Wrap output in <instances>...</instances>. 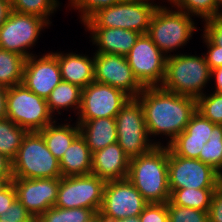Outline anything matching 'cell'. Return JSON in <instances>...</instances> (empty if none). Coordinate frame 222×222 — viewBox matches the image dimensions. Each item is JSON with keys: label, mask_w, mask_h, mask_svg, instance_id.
<instances>
[{"label": "cell", "mask_w": 222, "mask_h": 222, "mask_svg": "<svg viewBox=\"0 0 222 222\" xmlns=\"http://www.w3.org/2000/svg\"><path fill=\"white\" fill-rule=\"evenodd\" d=\"M140 102L148 135L169 136L167 145L182 133L197 111V100L163 89L144 87L136 97Z\"/></svg>", "instance_id": "1"}, {"label": "cell", "mask_w": 222, "mask_h": 222, "mask_svg": "<svg viewBox=\"0 0 222 222\" xmlns=\"http://www.w3.org/2000/svg\"><path fill=\"white\" fill-rule=\"evenodd\" d=\"M128 180L148 203L170 200L168 146L156 145L146 154L130 158Z\"/></svg>", "instance_id": "2"}, {"label": "cell", "mask_w": 222, "mask_h": 222, "mask_svg": "<svg viewBox=\"0 0 222 222\" xmlns=\"http://www.w3.org/2000/svg\"><path fill=\"white\" fill-rule=\"evenodd\" d=\"M211 79V70L205 56L169 55L166 60L165 78L161 87L167 91L196 100L204 95L202 89Z\"/></svg>", "instance_id": "3"}, {"label": "cell", "mask_w": 222, "mask_h": 222, "mask_svg": "<svg viewBox=\"0 0 222 222\" xmlns=\"http://www.w3.org/2000/svg\"><path fill=\"white\" fill-rule=\"evenodd\" d=\"M150 0H122L94 13L86 22V28H122L146 34L152 15L158 5Z\"/></svg>", "instance_id": "4"}, {"label": "cell", "mask_w": 222, "mask_h": 222, "mask_svg": "<svg viewBox=\"0 0 222 222\" xmlns=\"http://www.w3.org/2000/svg\"><path fill=\"white\" fill-rule=\"evenodd\" d=\"M14 178H61L59 160L39 132H27L12 160Z\"/></svg>", "instance_id": "5"}, {"label": "cell", "mask_w": 222, "mask_h": 222, "mask_svg": "<svg viewBox=\"0 0 222 222\" xmlns=\"http://www.w3.org/2000/svg\"><path fill=\"white\" fill-rule=\"evenodd\" d=\"M6 117L27 132H39L54 120L46 99L23 83L7 88Z\"/></svg>", "instance_id": "6"}, {"label": "cell", "mask_w": 222, "mask_h": 222, "mask_svg": "<svg viewBox=\"0 0 222 222\" xmlns=\"http://www.w3.org/2000/svg\"><path fill=\"white\" fill-rule=\"evenodd\" d=\"M192 20L184 11L178 9L173 11L159 5L152 15L146 34L168 57L169 51L186 45L194 30L197 31Z\"/></svg>", "instance_id": "7"}, {"label": "cell", "mask_w": 222, "mask_h": 222, "mask_svg": "<svg viewBox=\"0 0 222 222\" xmlns=\"http://www.w3.org/2000/svg\"><path fill=\"white\" fill-rule=\"evenodd\" d=\"M115 120L117 143L129 158L146 154L156 145H161L149 139L143 108L136 98H130L125 103Z\"/></svg>", "instance_id": "8"}, {"label": "cell", "mask_w": 222, "mask_h": 222, "mask_svg": "<svg viewBox=\"0 0 222 222\" xmlns=\"http://www.w3.org/2000/svg\"><path fill=\"white\" fill-rule=\"evenodd\" d=\"M105 184V180L93 174L61 177L54 206L66 209L87 208L99 213Z\"/></svg>", "instance_id": "9"}, {"label": "cell", "mask_w": 222, "mask_h": 222, "mask_svg": "<svg viewBox=\"0 0 222 222\" xmlns=\"http://www.w3.org/2000/svg\"><path fill=\"white\" fill-rule=\"evenodd\" d=\"M168 179L171 193L184 188H217L222 183V176L212 166L199 159L176 156L169 148Z\"/></svg>", "instance_id": "10"}, {"label": "cell", "mask_w": 222, "mask_h": 222, "mask_svg": "<svg viewBox=\"0 0 222 222\" xmlns=\"http://www.w3.org/2000/svg\"><path fill=\"white\" fill-rule=\"evenodd\" d=\"M126 58L134 76L143 87L162 85L167 56L147 34H140Z\"/></svg>", "instance_id": "11"}, {"label": "cell", "mask_w": 222, "mask_h": 222, "mask_svg": "<svg viewBox=\"0 0 222 222\" xmlns=\"http://www.w3.org/2000/svg\"><path fill=\"white\" fill-rule=\"evenodd\" d=\"M47 25L50 23L41 17L11 11L0 27V48L29 58L33 54L28 48L33 47Z\"/></svg>", "instance_id": "12"}, {"label": "cell", "mask_w": 222, "mask_h": 222, "mask_svg": "<svg viewBox=\"0 0 222 222\" xmlns=\"http://www.w3.org/2000/svg\"><path fill=\"white\" fill-rule=\"evenodd\" d=\"M148 202L126 179L106 181L99 213L108 221L139 216Z\"/></svg>", "instance_id": "13"}, {"label": "cell", "mask_w": 222, "mask_h": 222, "mask_svg": "<svg viewBox=\"0 0 222 222\" xmlns=\"http://www.w3.org/2000/svg\"><path fill=\"white\" fill-rule=\"evenodd\" d=\"M130 97L108 84L91 82L81 92V106L77 120L101 117L115 118Z\"/></svg>", "instance_id": "14"}, {"label": "cell", "mask_w": 222, "mask_h": 222, "mask_svg": "<svg viewBox=\"0 0 222 222\" xmlns=\"http://www.w3.org/2000/svg\"><path fill=\"white\" fill-rule=\"evenodd\" d=\"M94 80L115 87L130 98H136L143 86L134 76L126 56L94 53Z\"/></svg>", "instance_id": "15"}, {"label": "cell", "mask_w": 222, "mask_h": 222, "mask_svg": "<svg viewBox=\"0 0 222 222\" xmlns=\"http://www.w3.org/2000/svg\"><path fill=\"white\" fill-rule=\"evenodd\" d=\"M18 201L37 219L57 200L60 178H13Z\"/></svg>", "instance_id": "16"}, {"label": "cell", "mask_w": 222, "mask_h": 222, "mask_svg": "<svg viewBox=\"0 0 222 222\" xmlns=\"http://www.w3.org/2000/svg\"><path fill=\"white\" fill-rule=\"evenodd\" d=\"M26 58L22 83L39 97L47 99L62 81L57 57L51 52L42 57Z\"/></svg>", "instance_id": "17"}, {"label": "cell", "mask_w": 222, "mask_h": 222, "mask_svg": "<svg viewBox=\"0 0 222 222\" xmlns=\"http://www.w3.org/2000/svg\"><path fill=\"white\" fill-rule=\"evenodd\" d=\"M130 158L117 142L92 153L91 174L99 178L121 180L128 177Z\"/></svg>", "instance_id": "18"}, {"label": "cell", "mask_w": 222, "mask_h": 222, "mask_svg": "<svg viewBox=\"0 0 222 222\" xmlns=\"http://www.w3.org/2000/svg\"><path fill=\"white\" fill-rule=\"evenodd\" d=\"M91 31V40L98 46L95 53L126 56L140 33L122 28H86Z\"/></svg>", "instance_id": "19"}, {"label": "cell", "mask_w": 222, "mask_h": 222, "mask_svg": "<svg viewBox=\"0 0 222 222\" xmlns=\"http://www.w3.org/2000/svg\"><path fill=\"white\" fill-rule=\"evenodd\" d=\"M57 57L62 81L75 84L80 88H85L94 82V57L82 56L76 53H57ZM91 58V59H90Z\"/></svg>", "instance_id": "20"}, {"label": "cell", "mask_w": 222, "mask_h": 222, "mask_svg": "<svg viewBox=\"0 0 222 222\" xmlns=\"http://www.w3.org/2000/svg\"><path fill=\"white\" fill-rule=\"evenodd\" d=\"M80 135L85 139L91 153L117 142V126L115 118H97L78 120Z\"/></svg>", "instance_id": "21"}, {"label": "cell", "mask_w": 222, "mask_h": 222, "mask_svg": "<svg viewBox=\"0 0 222 222\" xmlns=\"http://www.w3.org/2000/svg\"><path fill=\"white\" fill-rule=\"evenodd\" d=\"M59 166L62 177L91 174L92 153L81 135L64 152Z\"/></svg>", "instance_id": "22"}, {"label": "cell", "mask_w": 222, "mask_h": 222, "mask_svg": "<svg viewBox=\"0 0 222 222\" xmlns=\"http://www.w3.org/2000/svg\"><path fill=\"white\" fill-rule=\"evenodd\" d=\"M54 120L44 129L39 131L47 145L48 150L60 161L64 152L68 149L71 143L80 135L79 125L76 127L69 125H56Z\"/></svg>", "instance_id": "23"}, {"label": "cell", "mask_w": 222, "mask_h": 222, "mask_svg": "<svg viewBox=\"0 0 222 222\" xmlns=\"http://www.w3.org/2000/svg\"><path fill=\"white\" fill-rule=\"evenodd\" d=\"M203 39L208 47L205 56L210 70L222 66V15L205 20Z\"/></svg>", "instance_id": "24"}, {"label": "cell", "mask_w": 222, "mask_h": 222, "mask_svg": "<svg viewBox=\"0 0 222 222\" xmlns=\"http://www.w3.org/2000/svg\"><path fill=\"white\" fill-rule=\"evenodd\" d=\"M81 92L82 88L69 82L61 81L50 93L46 99L48 109L53 115L55 110L61 114L59 110L68 108L77 109V114L81 106Z\"/></svg>", "instance_id": "25"}, {"label": "cell", "mask_w": 222, "mask_h": 222, "mask_svg": "<svg viewBox=\"0 0 222 222\" xmlns=\"http://www.w3.org/2000/svg\"><path fill=\"white\" fill-rule=\"evenodd\" d=\"M26 58L0 48V86L12 87L21 84Z\"/></svg>", "instance_id": "26"}, {"label": "cell", "mask_w": 222, "mask_h": 222, "mask_svg": "<svg viewBox=\"0 0 222 222\" xmlns=\"http://www.w3.org/2000/svg\"><path fill=\"white\" fill-rule=\"evenodd\" d=\"M215 190L216 188L176 189L170 194V201L180 207L208 212Z\"/></svg>", "instance_id": "27"}, {"label": "cell", "mask_w": 222, "mask_h": 222, "mask_svg": "<svg viewBox=\"0 0 222 222\" xmlns=\"http://www.w3.org/2000/svg\"><path fill=\"white\" fill-rule=\"evenodd\" d=\"M27 131L7 117L0 119V153L11 161L15 158Z\"/></svg>", "instance_id": "28"}, {"label": "cell", "mask_w": 222, "mask_h": 222, "mask_svg": "<svg viewBox=\"0 0 222 222\" xmlns=\"http://www.w3.org/2000/svg\"><path fill=\"white\" fill-rule=\"evenodd\" d=\"M199 154V160L212 166L222 176V124H215Z\"/></svg>", "instance_id": "29"}, {"label": "cell", "mask_w": 222, "mask_h": 222, "mask_svg": "<svg viewBox=\"0 0 222 222\" xmlns=\"http://www.w3.org/2000/svg\"><path fill=\"white\" fill-rule=\"evenodd\" d=\"M96 212L87 208H59L53 206L42 213L36 222H87Z\"/></svg>", "instance_id": "30"}, {"label": "cell", "mask_w": 222, "mask_h": 222, "mask_svg": "<svg viewBox=\"0 0 222 222\" xmlns=\"http://www.w3.org/2000/svg\"><path fill=\"white\" fill-rule=\"evenodd\" d=\"M11 10L20 14L35 15L47 20L51 13H54L58 0H10Z\"/></svg>", "instance_id": "31"}, {"label": "cell", "mask_w": 222, "mask_h": 222, "mask_svg": "<svg viewBox=\"0 0 222 222\" xmlns=\"http://www.w3.org/2000/svg\"><path fill=\"white\" fill-rule=\"evenodd\" d=\"M207 142L206 139L191 138L183 131L167 146L176 156L199 159L200 151Z\"/></svg>", "instance_id": "32"}, {"label": "cell", "mask_w": 222, "mask_h": 222, "mask_svg": "<svg viewBox=\"0 0 222 222\" xmlns=\"http://www.w3.org/2000/svg\"><path fill=\"white\" fill-rule=\"evenodd\" d=\"M171 3L178 10L184 11L188 15H198L204 20L222 15V10L215 5L214 0H172Z\"/></svg>", "instance_id": "33"}, {"label": "cell", "mask_w": 222, "mask_h": 222, "mask_svg": "<svg viewBox=\"0 0 222 222\" xmlns=\"http://www.w3.org/2000/svg\"><path fill=\"white\" fill-rule=\"evenodd\" d=\"M197 99V111L215 124H222V94L213 92Z\"/></svg>", "instance_id": "34"}, {"label": "cell", "mask_w": 222, "mask_h": 222, "mask_svg": "<svg viewBox=\"0 0 222 222\" xmlns=\"http://www.w3.org/2000/svg\"><path fill=\"white\" fill-rule=\"evenodd\" d=\"M169 222H209L208 212L180 207L168 201Z\"/></svg>", "instance_id": "35"}, {"label": "cell", "mask_w": 222, "mask_h": 222, "mask_svg": "<svg viewBox=\"0 0 222 222\" xmlns=\"http://www.w3.org/2000/svg\"><path fill=\"white\" fill-rule=\"evenodd\" d=\"M215 123L205 118L202 114L196 111L187 124L184 132L191 136V138L206 139L209 141V137L213 130Z\"/></svg>", "instance_id": "36"}, {"label": "cell", "mask_w": 222, "mask_h": 222, "mask_svg": "<svg viewBox=\"0 0 222 222\" xmlns=\"http://www.w3.org/2000/svg\"><path fill=\"white\" fill-rule=\"evenodd\" d=\"M122 0H70L73 9L76 8L81 13L80 18L84 23L98 10L109 7Z\"/></svg>", "instance_id": "37"}, {"label": "cell", "mask_w": 222, "mask_h": 222, "mask_svg": "<svg viewBox=\"0 0 222 222\" xmlns=\"http://www.w3.org/2000/svg\"><path fill=\"white\" fill-rule=\"evenodd\" d=\"M139 218L141 222H169L168 202L148 203Z\"/></svg>", "instance_id": "38"}, {"label": "cell", "mask_w": 222, "mask_h": 222, "mask_svg": "<svg viewBox=\"0 0 222 222\" xmlns=\"http://www.w3.org/2000/svg\"><path fill=\"white\" fill-rule=\"evenodd\" d=\"M0 222H36V219L16 199L8 210L0 215Z\"/></svg>", "instance_id": "39"}, {"label": "cell", "mask_w": 222, "mask_h": 222, "mask_svg": "<svg viewBox=\"0 0 222 222\" xmlns=\"http://www.w3.org/2000/svg\"><path fill=\"white\" fill-rule=\"evenodd\" d=\"M209 222H222V183L216 188L208 210Z\"/></svg>", "instance_id": "40"}, {"label": "cell", "mask_w": 222, "mask_h": 222, "mask_svg": "<svg viewBox=\"0 0 222 222\" xmlns=\"http://www.w3.org/2000/svg\"><path fill=\"white\" fill-rule=\"evenodd\" d=\"M16 199V189L14 184L10 182L4 189L0 190V215L5 213Z\"/></svg>", "instance_id": "41"}, {"label": "cell", "mask_w": 222, "mask_h": 222, "mask_svg": "<svg viewBox=\"0 0 222 222\" xmlns=\"http://www.w3.org/2000/svg\"><path fill=\"white\" fill-rule=\"evenodd\" d=\"M0 177H13L12 161L0 153Z\"/></svg>", "instance_id": "42"}, {"label": "cell", "mask_w": 222, "mask_h": 222, "mask_svg": "<svg viewBox=\"0 0 222 222\" xmlns=\"http://www.w3.org/2000/svg\"><path fill=\"white\" fill-rule=\"evenodd\" d=\"M11 11L10 0H0V27L5 23Z\"/></svg>", "instance_id": "43"}, {"label": "cell", "mask_w": 222, "mask_h": 222, "mask_svg": "<svg viewBox=\"0 0 222 222\" xmlns=\"http://www.w3.org/2000/svg\"><path fill=\"white\" fill-rule=\"evenodd\" d=\"M213 76L216 83L215 92L222 94V66L211 70V78Z\"/></svg>", "instance_id": "44"}, {"label": "cell", "mask_w": 222, "mask_h": 222, "mask_svg": "<svg viewBox=\"0 0 222 222\" xmlns=\"http://www.w3.org/2000/svg\"><path fill=\"white\" fill-rule=\"evenodd\" d=\"M6 94L7 88L0 86V119L6 117Z\"/></svg>", "instance_id": "45"}, {"label": "cell", "mask_w": 222, "mask_h": 222, "mask_svg": "<svg viewBox=\"0 0 222 222\" xmlns=\"http://www.w3.org/2000/svg\"><path fill=\"white\" fill-rule=\"evenodd\" d=\"M111 222H141V221L139 216H132V217L117 219Z\"/></svg>", "instance_id": "46"}, {"label": "cell", "mask_w": 222, "mask_h": 222, "mask_svg": "<svg viewBox=\"0 0 222 222\" xmlns=\"http://www.w3.org/2000/svg\"><path fill=\"white\" fill-rule=\"evenodd\" d=\"M87 222H108L100 213H95Z\"/></svg>", "instance_id": "47"}, {"label": "cell", "mask_w": 222, "mask_h": 222, "mask_svg": "<svg viewBox=\"0 0 222 222\" xmlns=\"http://www.w3.org/2000/svg\"><path fill=\"white\" fill-rule=\"evenodd\" d=\"M14 177H0V190L4 189Z\"/></svg>", "instance_id": "48"}, {"label": "cell", "mask_w": 222, "mask_h": 222, "mask_svg": "<svg viewBox=\"0 0 222 222\" xmlns=\"http://www.w3.org/2000/svg\"><path fill=\"white\" fill-rule=\"evenodd\" d=\"M214 3L219 9L222 7V0H214Z\"/></svg>", "instance_id": "49"}]
</instances>
